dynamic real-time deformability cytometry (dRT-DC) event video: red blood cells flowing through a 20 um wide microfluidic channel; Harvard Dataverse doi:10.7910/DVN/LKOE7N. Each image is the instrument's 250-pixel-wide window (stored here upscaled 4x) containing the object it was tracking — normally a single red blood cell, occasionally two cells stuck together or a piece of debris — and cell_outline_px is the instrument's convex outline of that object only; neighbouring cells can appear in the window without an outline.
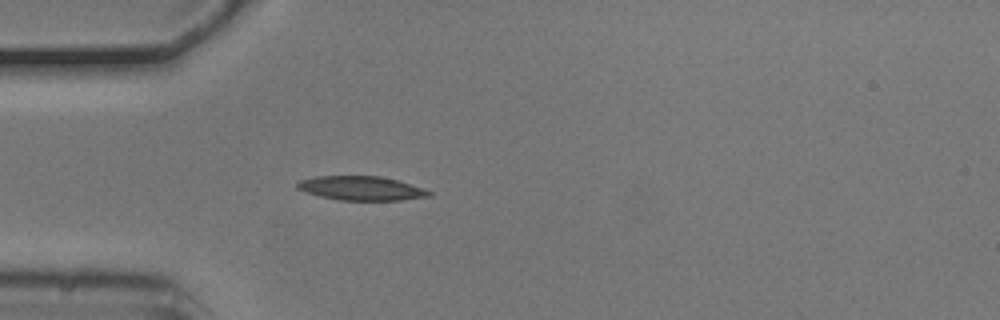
{"species": "common noctule bat (a hibernating species)", "species_latin": "Nyctalus noctula", "temperature_condition": "cold", "stored_images_in_passage": 3, "camera_frame_rate_fps": 3000, "um_per_image_px": 0.085, "animal": {"sex": "male", "body_mass_g": 20.5, "forearm_length_mm": 52.5}, "frame": {"image": 1, "passage_image": 3, "time_ms": 0.667, "image_size_px": [1000, 320], "cell_outline_px": [[432, 196], [400, 200], [340, 200], [320, 196], [296, 188], [296, 184], [300, 180], [316, 176], [380, 176], [396, 180], [432, 192]], "centroid_in_image_um": [30.68, 16.0], "position_along_channel_um": 54.3, "area_um2": 18.21}}